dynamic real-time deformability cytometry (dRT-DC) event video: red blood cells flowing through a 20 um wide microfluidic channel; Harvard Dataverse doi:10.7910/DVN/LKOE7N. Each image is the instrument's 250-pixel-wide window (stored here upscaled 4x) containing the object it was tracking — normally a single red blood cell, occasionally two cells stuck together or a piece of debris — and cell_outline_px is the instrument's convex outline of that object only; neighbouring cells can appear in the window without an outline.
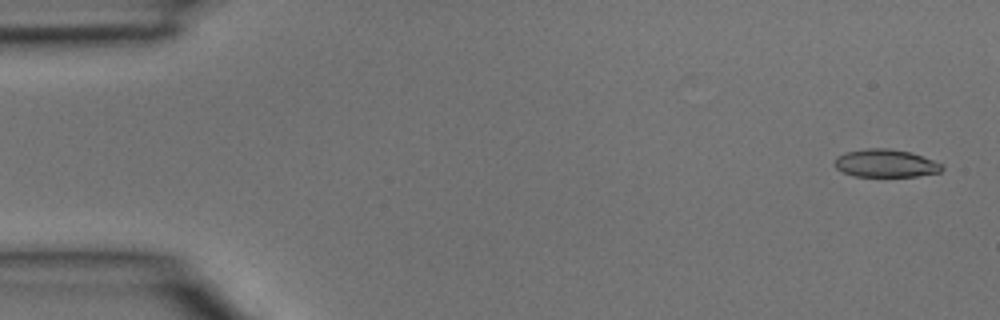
{"species": "common noctule bat (a hibernating species)", "species_latin": "Nyctalus noctula", "temperature_condition": "room temperature", "stored_images_in_passage": 4, "camera_frame_rate_fps": 3000, "um_per_image_px": 0.085, "animal": {"sex": "male", "body_mass_g": 15.6}, "frame": {"image": 1, "passage_image": 1, "time_ms": 0.0, "image_size_px": [1000, 320], "cell_outline_px": [[944, 168], [940, 172], [916, 176], [856, 176], [844, 172], [836, 168], [832, 164], [836, 156], [844, 152], [868, 148], [884, 148], [908, 152], [944, 164]], "centroid_in_image_um": [75.24, 13.88], "position_along_channel_um": 9.8, "area_um2": 17.34}}
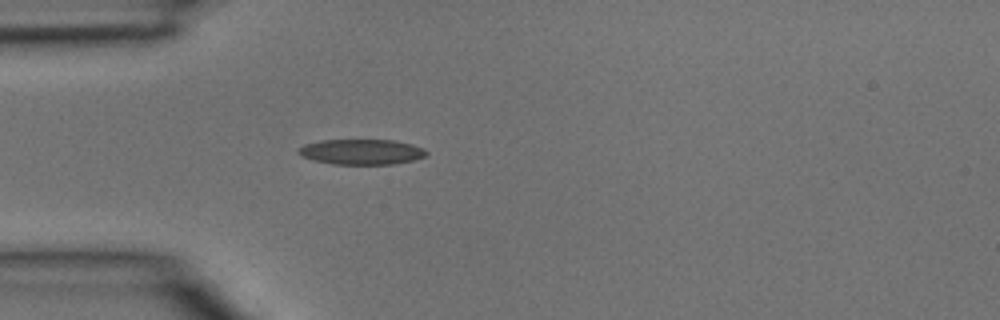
{"frame": {"image": 2, "passage_image": 4, "time_ms": 1.0, "image_size_px": [1000, 320], "cell_outline_px": [[428, 156], [412, 160], [392, 164], [332, 164], [300, 156], [296, 152], [304, 144], [320, 140], [392, 140], [412, 144], [424, 148], [428, 152]], "centroid_in_image_um": [30.74, 12.9], "position_along_channel_um": 54.3, "area_um2": 18.9}}